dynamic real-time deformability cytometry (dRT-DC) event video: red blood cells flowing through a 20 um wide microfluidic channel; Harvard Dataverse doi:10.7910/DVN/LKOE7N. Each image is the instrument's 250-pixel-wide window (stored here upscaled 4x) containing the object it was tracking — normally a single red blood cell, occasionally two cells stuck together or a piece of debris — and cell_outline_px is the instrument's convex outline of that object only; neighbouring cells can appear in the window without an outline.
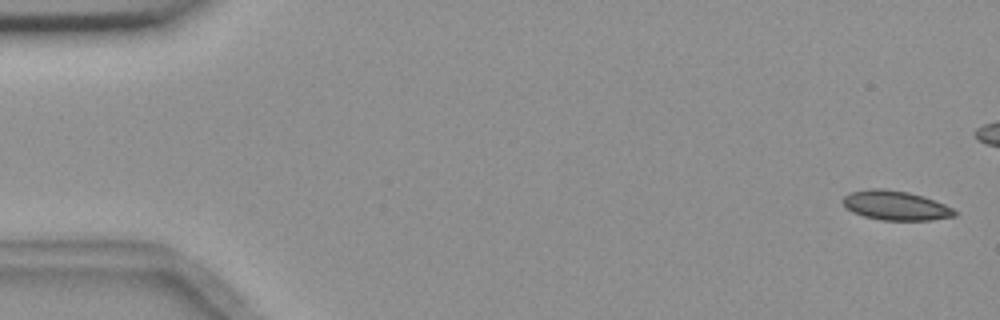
{"species": "common noctule bat (a hibernating species)", "species_latin": "Nyctalus noctula", "temperature_condition": "room temperature", "stored_images_in_passage": 6, "camera_frame_rate_fps": 3000, "um_per_image_px": 0.085, "animal": {"sex": "female", "body_mass_g": 18.4}, "frame": {"image": 1, "passage_image": 1, "time_ms": 0.0, "image_size_px": [1000, 320], "cell_outline_px": [[960, 212], [956, 216], [932, 220], [880, 220], [864, 216], [852, 212], [840, 200], [844, 196], [852, 192], [872, 188], [880, 188], [908, 192], [924, 196], [944, 204]], "centroid_in_image_um": [76.16, 17.47], "position_along_channel_um": 8.8, "area_um2": 19.19}}
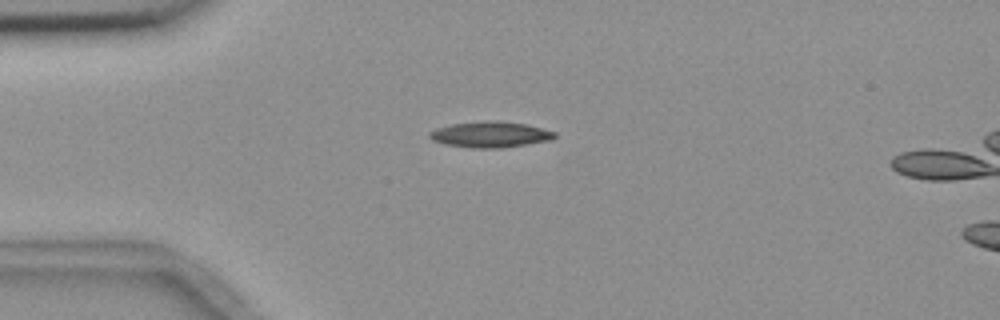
{"frame": {"image": 2, "passage_image": 6, "time_ms": 6.0, "image_size_px": [1000, 320], "cell_outline_px": [[556, 136], [552, 140], [500, 148], [472, 148], [444, 144], [432, 140], [428, 136], [428, 132], [436, 128], [452, 124], [488, 120], [496, 120], [528, 124], [556, 132]], "centroid_in_image_um": [41.67, 11.42], "position_along_channel_um": 43.3, "area_um2": 19.02}}